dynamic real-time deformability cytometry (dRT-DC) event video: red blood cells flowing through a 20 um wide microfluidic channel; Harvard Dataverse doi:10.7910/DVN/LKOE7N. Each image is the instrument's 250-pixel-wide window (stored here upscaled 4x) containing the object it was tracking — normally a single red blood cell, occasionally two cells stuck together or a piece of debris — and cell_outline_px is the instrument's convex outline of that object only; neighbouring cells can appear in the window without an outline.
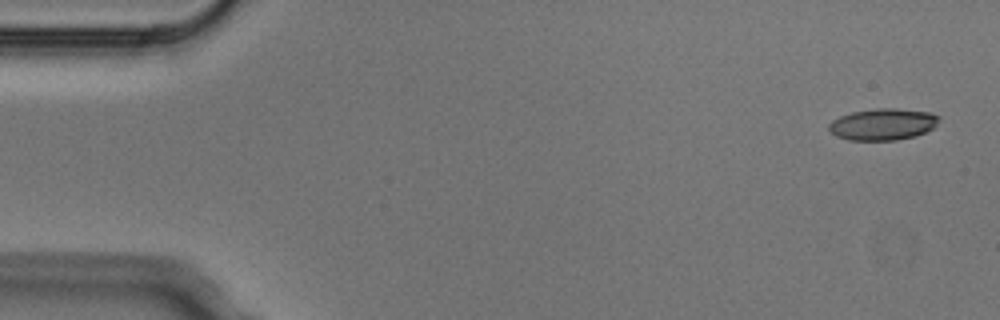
{"species": "Egyptian fruit bat (a non-hibernating species)", "species_latin": "Rousettus aegyptiacus", "temperature_condition": "cold", "stored_images_in_passage": 7, "camera_frame_rate_fps": 3000, "um_per_image_px": 0.085, "animal": {"sex": "male"}, "frame": {"image": 1, "passage_image": 1, "time_ms": 0.0, "image_size_px": [1000, 320], "cell_outline_px": [[940, 120], [932, 128], [916, 136], [896, 140], [848, 140], [836, 136], [828, 128], [828, 124], [832, 120], [840, 116], [852, 112], [876, 108], [896, 108], [932, 112], [940, 116]], "centroid_in_image_um": [75.05, 10.56], "position_along_channel_um": 9.9, "area_um2": 20.4}}
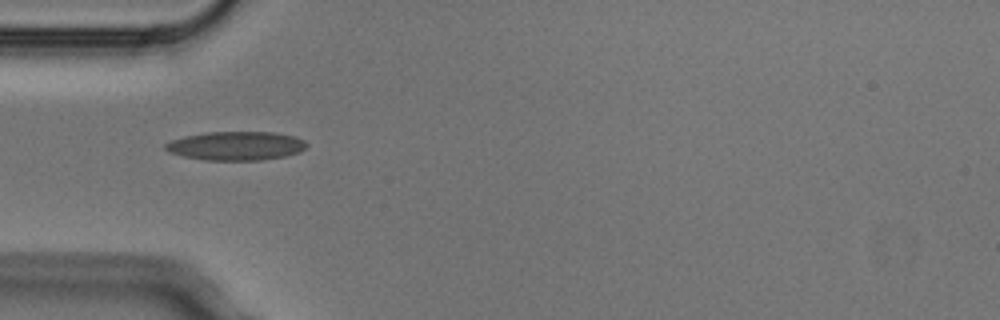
{"frame": {"image": 2, "passage_image": 5, "time_ms": 1.333, "image_size_px": [1000, 320], "cell_outline_px": [[308, 144], [300, 152], [284, 156], [260, 160], [204, 160], [184, 156], [168, 152], [164, 148], [164, 144], [172, 140], [184, 136], [208, 132], [272, 132], [296, 136], [304, 140]], "centroid_in_image_um": [20.06, 12.39], "position_along_channel_um": 64.9, "area_um2": 23.7}}
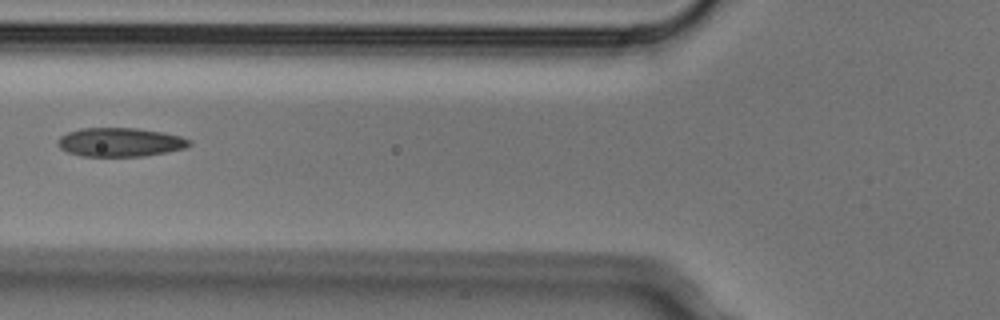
{"frame": {"image": 3, "passage_image": 6, "time_ms": 1.667, "image_size_px": [1000, 320], "cell_outline_px": [[192, 144], [184, 148], [168, 152], [144, 156], [80, 156], [68, 152], [60, 148], [56, 144], [56, 140], [60, 136], [68, 132], [80, 128], [136, 128], [164, 132], [180, 136], [192, 140]], "centroid_in_image_um": [10.2, 12.08], "position_along_channel_um": 115.6, "area_um2": 22.31}}